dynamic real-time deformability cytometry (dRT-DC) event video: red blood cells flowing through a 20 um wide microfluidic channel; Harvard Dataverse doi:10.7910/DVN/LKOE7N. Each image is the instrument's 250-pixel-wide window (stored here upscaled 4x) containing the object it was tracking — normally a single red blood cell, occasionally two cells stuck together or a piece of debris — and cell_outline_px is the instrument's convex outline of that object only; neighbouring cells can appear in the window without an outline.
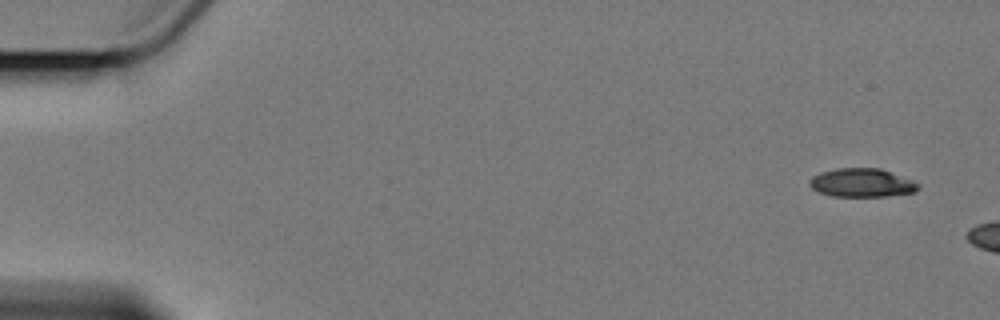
{"species": "Egyptian fruit bat (a non-hibernating species)", "species_latin": "Rousettus aegyptiacus", "temperature_condition": "cold", "stored_images_in_passage": 9, "camera_frame_rate_fps": 3000, "um_per_image_px": 0.085, "animal": {"sex": "female"}, "frame": {"image": 1, "passage_image": 1, "time_ms": 0.0, "image_size_px": [1000, 320], "cell_outline_px": [[920, 188], [916, 192], [888, 196], [832, 196], [820, 192], [812, 188], [808, 184], [808, 180], [812, 176], [820, 172], [836, 168], [880, 168], [912, 180], [920, 184]], "centroid_in_image_um": [73.25, 15.53], "position_along_channel_um": 11.7, "area_um2": 18.21}}
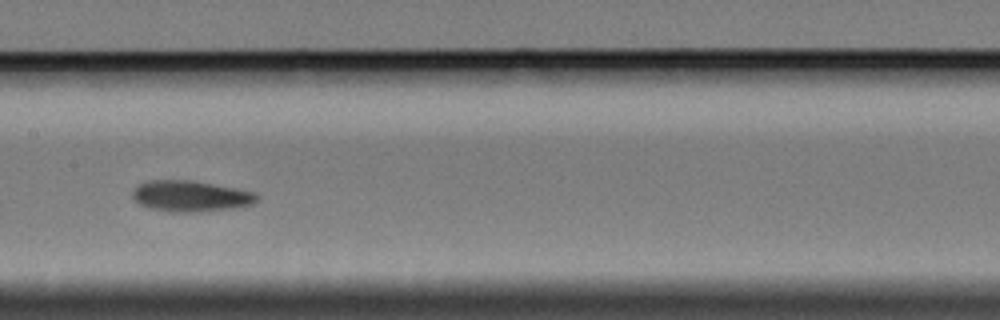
{"frame": {"image": 2, "passage_image": 6, "time_ms": 23.0, "image_size_px": [1000, 320], "cell_outline_px": [[260, 200], [252, 204], [236, 208], [200, 212], [168, 212], [148, 208], [140, 204], [132, 196], [132, 192], [140, 184], [152, 180], [192, 180], [236, 188], [256, 192], [260, 196]], "centroid_in_image_um": [16.27, 16.68], "position_along_channel_um": 191.1, "area_um2": 22.72}}
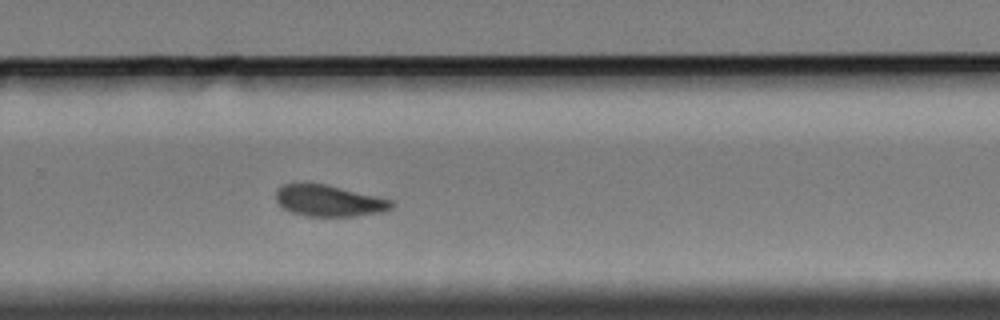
{"frame": {"image": 3, "passage_image": 9, "time_ms": 26.333, "image_size_px": [1000, 320], "cell_outline_px": [[396, 204], [392, 208], [384, 212], [356, 216], [304, 216], [292, 212], [284, 208], [276, 200], [276, 192], [284, 184], [324, 184], [376, 196], [392, 200]], "centroid_in_image_um": [28.01, 17.09], "position_along_channel_um": 301.8, "area_um2": 20.87}}